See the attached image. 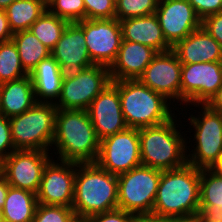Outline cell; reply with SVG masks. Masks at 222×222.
Returning a JSON list of instances; mask_svg holds the SVG:
<instances>
[{"label":"cell","mask_w":222,"mask_h":222,"mask_svg":"<svg viewBox=\"0 0 222 222\" xmlns=\"http://www.w3.org/2000/svg\"><path fill=\"white\" fill-rule=\"evenodd\" d=\"M99 145L87 110L57 109L52 156L60 161L95 163Z\"/></svg>","instance_id":"6da1fadb"},{"label":"cell","mask_w":222,"mask_h":222,"mask_svg":"<svg viewBox=\"0 0 222 222\" xmlns=\"http://www.w3.org/2000/svg\"><path fill=\"white\" fill-rule=\"evenodd\" d=\"M200 169L189 165L161 172L152 214L196 216L200 204Z\"/></svg>","instance_id":"7a4b0ae2"},{"label":"cell","mask_w":222,"mask_h":222,"mask_svg":"<svg viewBox=\"0 0 222 222\" xmlns=\"http://www.w3.org/2000/svg\"><path fill=\"white\" fill-rule=\"evenodd\" d=\"M177 118L176 114L163 124L139 129L142 165L165 171L187 164V134L181 131L186 125Z\"/></svg>","instance_id":"3957f363"},{"label":"cell","mask_w":222,"mask_h":222,"mask_svg":"<svg viewBox=\"0 0 222 222\" xmlns=\"http://www.w3.org/2000/svg\"><path fill=\"white\" fill-rule=\"evenodd\" d=\"M72 208L77 219L118 208V178L96 163H76Z\"/></svg>","instance_id":"277c9868"},{"label":"cell","mask_w":222,"mask_h":222,"mask_svg":"<svg viewBox=\"0 0 222 222\" xmlns=\"http://www.w3.org/2000/svg\"><path fill=\"white\" fill-rule=\"evenodd\" d=\"M111 82L119 90L122 113L130 128L157 126L178 114L175 111L178 112L179 107L138 79Z\"/></svg>","instance_id":"5b68a950"},{"label":"cell","mask_w":222,"mask_h":222,"mask_svg":"<svg viewBox=\"0 0 222 222\" xmlns=\"http://www.w3.org/2000/svg\"><path fill=\"white\" fill-rule=\"evenodd\" d=\"M193 107H198V110L201 111L193 110V113L190 111L187 112L186 110H188V108L186 109V107H180L179 110H181L178 111L179 116L183 113L184 109L185 113L182 115L186 118L187 113H189L188 115L190 117L188 116V119L185 120L189 122L186 124H189V127L192 126L191 128L193 129L189 127L187 129L194 132V135H191L190 131H186L191 137L187 136L186 138L187 163L198 169H206L209 168L222 153V113L212 110L207 104H201V106L200 104H195ZM192 142L195 144L192 145ZM189 145L194 149L191 150Z\"/></svg>","instance_id":"8992f818"},{"label":"cell","mask_w":222,"mask_h":222,"mask_svg":"<svg viewBox=\"0 0 222 222\" xmlns=\"http://www.w3.org/2000/svg\"><path fill=\"white\" fill-rule=\"evenodd\" d=\"M57 109L54 103L37 102L24 113L10 117L15 149L51 152Z\"/></svg>","instance_id":"52a82bcc"},{"label":"cell","mask_w":222,"mask_h":222,"mask_svg":"<svg viewBox=\"0 0 222 222\" xmlns=\"http://www.w3.org/2000/svg\"><path fill=\"white\" fill-rule=\"evenodd\" d=\"M161 172L140 165L117 175L118 209L133 215L152 214Z\"/></svg>","instance_id":"ba28073f"},{"label":"cell","mask_w":222,"mask_h":222,"mask_svg":"<svg viewBox=\"0 0 222 222\" xmlns=\"http://www.w3.org/2000/svg\"><path fill=\"white\" fill-rule=\"evenodd\" d=\"M109 83V68L103 65L94 64L80 73L64 75L60 96L54 104L60 109L87 110Z\"/></svg>","instance_id":"9c48e42d"},{"label":"cell","mask_w":222,"mask_h":222,"mask_svg":"<svg viewBox=\"0 0 222 222\" xmlns=\"http://www.w3.org/2000/svg\"><path fill=\"white\" fill-rule=\"evenodd\" d=\"M95 163L114 175H120L142 165L139 129L128 127L103 138Z\"/></svg>","instance_id":"30bf717a"},{"label":"cell","mask_w":222,"mask_h":222,"mask_svg":"<svg viewBox=\"0 0 222 222\" xmlns=\"http://www.w3.org/2000/svg\"><path fill=\"white\" fill-rule=\"evenodd\" d=\"M222 86V61L182 64L181 107L207 104Z\"/></svg>","instance_id":"8fae6325"},{"label":"cell","mask_w":222,"mask_h":222,"mask_svg":"<svg viewBox=\"0 0 222 222\" xmlns=\"http://www.w3.org/2000/svg\"><path fill=\"white\" fill-rule=\"evenodd\" d=\"M76 23L84 31L85 46L92 63L110 68L117 58L122 42L119 20L84 19Z\"/></svg>","instance_id":"7c38bea8"},{"label":"cell","mask_w":222,"mask_h":222,"mask_svg":"<svg viewBox=\"0 0 222 222\" xmlns=\"http://www.w3.org/2000/svg\"><path fill=\"white\" fill-rule=\"evenodd\" d=\"M42 150H15L2 161L1 172L8 184L37 193L47 163L53 158Z\"/></svg>","instance_id":"4fadbf2b"},{"label":"cell","mask_w":222,"mask_h":222,"mask_svg":"<svg viewBox=\"0 0 222 222\" xmlns=\"http://www.w3.org/2000/svg\"><path fill=\"white\" fill-rule=\"evenodd\" d=\"M75 177V162L52 158L44 168L39 190L36 193L38 203L72 207Z\"/></svg>","instance_id":"5bb4252c"},{"label":"cell","mask_w":222,"mask_h":222,"mask_svg":"<svg viewBox=\"0 0 222 222\" xmlns=\"http://www.w3.org/2000/svg\"><path fill=\"white\" fill-rule=\"evenodd\" d=\"M181 69L182 64L172 50L157 53L138 80L175 106H181Z\"/></svg>","instance_id":"9a60e30c"},{"label":"cell","mask_w":222,"mask_h":222,"mask_svg":"<svg viewBox=\"0 0 222 222\" xmlns=\"http://www.w3.org/2000/svg\"><path fill=\"white\" fill-rule=\"evenodd\" d=\"M155 15L171 47L202 27L201 18L187 0H159Z\"/></svg>","instance_id":"2e32d148"},{"label":"cell","mask_w":222,"mask_h":222,"mask_svg":"<svg viewBox=\"0 0 222 222\" xmlns=\"http://www.w3.org/2000/svg\"><path fill=\"white\" fill-rule=\"evenodd\" d=\"M87 111L100 141L128 128L121 109L119 90L112 82L91 102Z\"/></svg>","instance_id":"e0dca14e"},{"label":"cell","mask_w":222,"mask_h":222,"mask_svg":"<svg viewBox=\"0 0 222 222\" xmlns=\"http://www.w3.org/2000/svg\"><path fill=\"white\" fill-rule=\"evenodd\" d=\"M51 56L58 62L64 75L80 73L94 65L85 46L84 31L76 22L69 23L64 29L51 50Z\"/></svg>","instance_id":"ac0fdd59"},{"label":"cell","mask_w":222,"mask_h":222,"mask_svg":"<svg viewBox=\"0 0 222 222\" xmlns=\"http://www.w3.org/2000/svg\"><path fill=\"white\" fill-rule=\"evenodd\" d=\"M157 53L141 43L122 40L117 58L109 68L111 81L138 79Z\"/></svg>","instance_id":"d6986e66"},{"label":"cell","mask_w":222,"mask_h":222,"mask_svg":"<svg viewBox=\"0 0 222 222\" xmlns=\"http://www.w3.org/2000/svg\"><path fill=\"white\" fill-rule=\"evenodd\" d=\"M172 51L181 64L222 61L221 45L203 27L178 41Z\"/></svg>","instance_id":"ffe728a7"},{"label":"cell","mask_w":222,"mask_h":222,"mask_svg":"<svg viewBox=\"0 0 222 222\" xmlns=\"http://www.w3.org/2000/svg\"><path fill=\"white\" fill-rule=\"evenodd\" d=\"M122 40L141 43L158 53L172 50L166 42L155 14L121 20Z\"/></svg>","instance_id":"44dd1931"},{"label":"cell","mask_w":222,"mask_h":222,"mask_svg":"<svg viewBox=\"0 0 222 222\" xmlns=\"http://www.w3.org/2000/svg\"><path fill=\"white\" fill-rule=\"evenodd\" d=\"M29 76L37 102L55 103L58 100L64 72L51 55L40 61Z\"/></svg>","instance_id":"7402d4cb"},{"label":"cell","mask_w":222,"mask_h":222,"mask_svg":"<svg viewBox=\"0 0 222 222\" xmlns=\"http://www.w3.org/2000/svg\"><path fill=\"white\" fill-rule=\"evenodd\" d=\"M0 100L2 115L8 118L33 107L37 100L30 76L0 84Z\"/></svg>","instance_id":"603a6c76"},{"label":"cell","mask_w":222,"mask_h":222,"mask_svg":"<svg viewBox=\"0 0 222 222\" xmlns=\"http://www.w3.org/2000/svg\"><path fill=\"white\" fill-rule=\"evenodd\" d=\"M37 206L35 193L9 186L2 207L4 222H32Z\"/></svg>","instance_id":"cb8c5ba5"},{"label":"cell","mask_w":222,"mask_h":222,"mask_svg":"<svg viewBox=\"0 0 222 222\" xmlns=\"http://www.w3.org/2000/svg\"><path fill=\"white\" fill-rule=\"evenodd\" d=\"M12 40L17 47L21 64L28 74L40 61L51 55V50L29 29L13 33Z\"/></svg>","instance_id":"d4e9b609"},{"label":"cell","mask_w":222,"mask_h":222,"mask_svg":"<svg viewBox=\"0 0 222 222\" xmlns=\"http://www.w3.org/2000/svg\"><path fill=\"white\" fill-rule=\"evenodd\" d=\"M41 0H16L6 9L10 29L13 33L30 29L31 25L46 11Z\"/></svg>","instance_id":"484cf974"},{"label":"cell","mask_w":222,"mask_h":222,"mask_svg":"<svg viewBox=\"0 0 222 222\" xmlns=\"http://www.w3.org/2000/svg\"><path fill=\"white\" fill-rule=\"evenodd\" d=\"M69 22L52 14L48 9L31 25L32 33L48 49L52 50L59 41Z\"/></svg>","instance_id":"4316f807"},{"label":"cell","mask_w":222,"mask_h":222,"mask_svg":"<svg viewBox=\"0 0 222 222\" xmlns=\"http://www.w3.org/2000/svg\"><path fill=\"white\" fill-rule=\"evenodd\" d=\"M29 75L23 68L13 40L0 43V84Z\"/></svg>","instance_id":"83f0119b"},{"label":"cell","mask_w":222,"mask_h":222,"mask_svg":"<svg viewBox=\"0 0 222 222\" xmlns=\"http://www.w3.org/2000/svg\"><path fill=\"white\" fill-rule=\"evenodd\" d=\"M200 204L222 208V176L208 168L200 169Z\"/></svg>","instance_id":"f1b7e54d"},{"label":"cell","mask_w":222,"mask_h":222,"mask_svg":"<svg viewBox=\"0 0 222 222\" xmlns=\"http://www.w3.org/2000/svg\"><path fill=\"white\" fill-rule=\"evenodd\" d=\"M159 0H116L115 18L119 21L155 14Z\"/></svg>","instance_id":"f546056e"},{"label":"cell","mask_w":222,"mask_h":222,"mask_svg":"<svg viewBox=\"0 0 222 222\" xmlns=\"http://www.w3.org/2000/svg\"><path fill=\"white\" fill-rule=\"evenodd\" d=\"M47 9L59 18L69 23L79 22L85 19V5L83 0H53Z\"/></svg>","instance_id":"4dcf8cb0"},{"label":"cell","mask_w":222,"mask_h":222,"mask_svg":"<svg viewBox=\"0 0 222 222\" xmlns=\"http://www.w3.org/2000/svg\"><path fill=\"white\" fill-rule=\"evenodd\" d=\"M77 220L72 207L38 203L32 222H76Z\"/></svg>","instance_id":"1f68e13d"},{"label":"cell","mask_w":222,"mask_h":222,"mask_svg":"<svg viewBox=\"0 0 222 222\" xmlns=\"http://www.w3.org/2000/svg\"><path fill=\"white\" fill-rule=\"evenodd\" d=\"M116 0H83L85 19H114Z\"/></svg>","instance_id":"d6a6232c"},{"label":"cell","mask_w":222,"mask_h":222,"mask_svg":"<svg viewBox=\"0 0 222 222\" xmlns=\"http://www.w3.org/2000/svg\"><path fill=\"white\" fill-rule=\"evenodd\" d=\"M15 150L11 138L9 118L5 115H0V161H3Z\"/></svg>","instance_id":"836d02e7"},{"label":"cell","mask_w":222,"mask_h":222,"mask_svg":"<svg viewBox=\"0 0 222 222\" xmlns=\"http://www.w3.org/2000/svg\"><path fill=\"white\" fill-rule=\"evenodd\" d=\"M133 214L121 209L92 215L85 219L86 222H131Z\"/></svg>","instance_id":"e575fe53"},{"label":"cell","mask_w":222,"mask_h":222,"mask_svg":"<svg viewBox=\"0 0 222 222\" xmlns=\"http://www.w3.org/2000/svg\"><path fill=\"white\" fill-rule=\"evenodd\" d=\"M203 20L206 16L222 12V0H187Z\"/></svg>","instance_id":"d590c367"},{"label":"cell","mask_w":222,"mask_h":222,"mask_svg":"<svg viewBox=\"0 0 222 222\" xmlns=\"http://www.w3.org/2000/svg\"><path fill=\"white\" fill-rule=\"evenodd\" d=\"M202 27L221 45L222 47V12L206 16L202 20Z\"/></svg>","instance_id":"8d00e7d4"},{"label":"cell","mask_w":222,"mask_h":222,"mask_svg":"<svg viewBox=\"0 0 222 222\" xmlns=\"http://www.w3.org/2000/svg\"><path fill=\"white\" fill-rule=\"evenodd\" d=\"M198 219L201 222H222V208L219 205H199Z\"/></svg>","instance_id":"74e56055"},{"label":"cell","mask_w":222,"mask_h":222,"mask_svg":"<svg viewBox=\"0 0 222 222\" xmlns=\"http://www.w3.org/2000/svg\"><path fill=\"white\" fill-rule=\"evenodd\" d=\"M13 32L10 29L5 10L0 9V43L12 40Z\"/></svg>","instance_id":"f35d334b"},{"label":"cell","mask_w":222,"mask_h":222,"mask_svg":"<svg viewBox=\"0 0 222 222\" xmlns=\"http://www.w3.org/2000/svg\"><path fill=\"white\" fill-rule=\"evenodd\" d=\"M207 105L212 110L222 113V86L217 90L216 94L210 99Z\"/></svg>","instance_id":"ab89813d"},{"label":"cell","mask_w":222,"mask_h":222,"mask_svg":"<svg viewBox=\"0 0 222 222\" xmlns=\"http://www.w3.org/2000/svg\"><path fill=\"white\" fill-rule=\"evenodd\" d=\"M9 184L4 176V174L0 173V209H2L5 199L8 193Z\"/></svg>","instance_id":"60d3db41"},{"label":"cell","mask_w":222,"mask_h":222,"mask_svg":"<svg viewBox=\"0 0 222 222\" xmlns=\"http://www.w3.org/2000/svg\"><path fill=\"white\" fill-rule=\"evenodd\" d=\"M196 216L160 217V222H197Z\"/></svg>","instance_id":"b9f144b4"},{"label":"cell","mask_w":222,"mask_h":222,"mask_svg":"<svg viewBox=\"0 0 222 222\" xmlns=\"http://www.w3.org/2000/svg\"><path fill=\"white\" fill-rule=\"evenodd\" d=\"M131 222H160V217L153 214L133 215Z\"/></svg>","instance_id":"7bdbcfd3"},{"label":"cell","mask_w":222,"mask_h":222,"mask_svg":"<svg viewBox=\"0 0 222 222\" xmlns=\"http://www.w3.org/2000/svg\"><path fill=\"white\" fill-rule=\"evenodd\" d=\"M208 169L214 172L215 174L222 176V153L218 156V158L212 163V165Z\"/></svg>","instance_id":"ee69618b"},{"label":"cell","mask_w":222,"mask_h":222,"mask_svg":"<svg viewBox=\"0 0 222 222\" xmlns=\"http://www.w3.org/2000/svg\"><path fill=\"white\" fill-rule=\"evenodd\" d=\"M16 0H0V9H6L12 2Z\"/></svg>","instance_id":"f6af8a7d"},{"label":"cell","mask_w":222,"mask_h":222,"mask_svg":"<svg viewBox=\"0 0 222 222\" xmlns=\"http://www.w3.org/2000/svg\"><path fill=\"white\" fill-rule=\"evenodd\" d=\"M46 6H48L53 0H41Z\"/></svg>","instance_id":"bcb514c9"},{"label":"cell","mask_w":222,"mask_h":222,"mask_svg":"<svg viewBox=\"0 0 222 222\" xmlns=\"http://www.w3.org/2000/svg\"><path fill=\"white\" fill-rule=\"evenodd\" d=\"M0 222H4L3 211L0 209Z\"/></svg>","instance_id":"7dc6e473"},{"label":"cell","mask_w":222,"mask_h":222,"mask_svg":"<svg viewBox=\"0 0 222 222\" xmlns=\"http://www.w3.org/2000/svg\"><path fill=\"white\" fill-rule=\"evenodd\" d=\"M0 115H2L1 100H0Z\"/></svg>","instance_id":"c3c4849f"},{"label":"cell","mask_w":222,"mask_h":222,"mask_svg":"<svg viewBox=\"0 0 222 222\" xmlns=\"http://www.w3.org/2000/svg\"><path fill=\"white\" fill-rule=\"evenodd\" d=\"M76 222H86L85 220L78 219Z\"/></svg>","instance_id":"681fc988"},{"label":"cell","mask_w":222,"mask_h":222,"mask_svg":"<svg viewBox=\"0 0 222 222\" xmlns=\"http://www.w3.org/2000/svg\"><path fill=\"white\" fill-rule=\"evenodd\" d=\"M1 168H2V161H0V173H1Z\"/></svg>","instance_id":"f907efd6"}]
</instances>
